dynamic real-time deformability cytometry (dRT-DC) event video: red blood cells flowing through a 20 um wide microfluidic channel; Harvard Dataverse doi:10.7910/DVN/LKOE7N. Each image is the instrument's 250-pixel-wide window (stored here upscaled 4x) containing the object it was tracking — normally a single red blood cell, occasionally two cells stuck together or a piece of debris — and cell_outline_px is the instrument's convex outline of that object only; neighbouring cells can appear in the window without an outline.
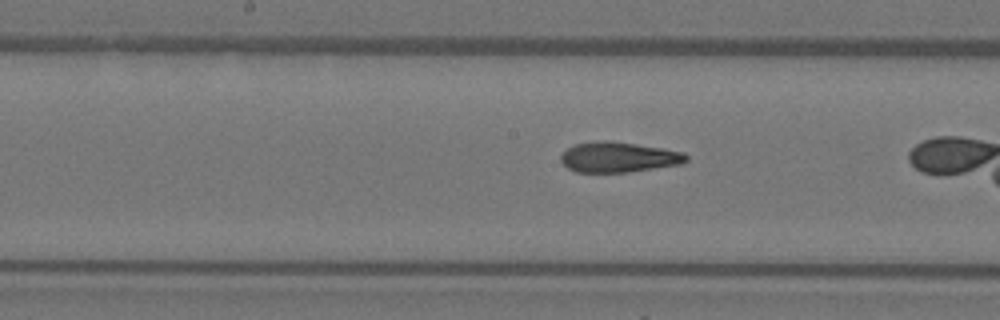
{"species": "Egyptian fruit bat (a non-hibernating species)", "species_latin": "Rousettus aegyptiacus", "temperature_condition": "warm", "stored_images_in_passage": 25, "camera_frame_rate_fps": 3000, "um_per_image_px": 0.085, "animal": {"sex": "female"}, "frame": {"image": 1, "passage_image": 10, "time_ms": 3.0, "image_size_px": [1000, 320], "cell_outline_px": [[688, 160], [684, 164], [628, 172], [576, 172], [568, 168], [560, 160], [560, 156], [568, 148], [576, 144], [636, 144], [664, 148], [684, 152], [688, 156]], "centroid_in_image_um": [52.68, 13.41], "position_along_channel_um": 195.5, "area_um2": 21.27}}